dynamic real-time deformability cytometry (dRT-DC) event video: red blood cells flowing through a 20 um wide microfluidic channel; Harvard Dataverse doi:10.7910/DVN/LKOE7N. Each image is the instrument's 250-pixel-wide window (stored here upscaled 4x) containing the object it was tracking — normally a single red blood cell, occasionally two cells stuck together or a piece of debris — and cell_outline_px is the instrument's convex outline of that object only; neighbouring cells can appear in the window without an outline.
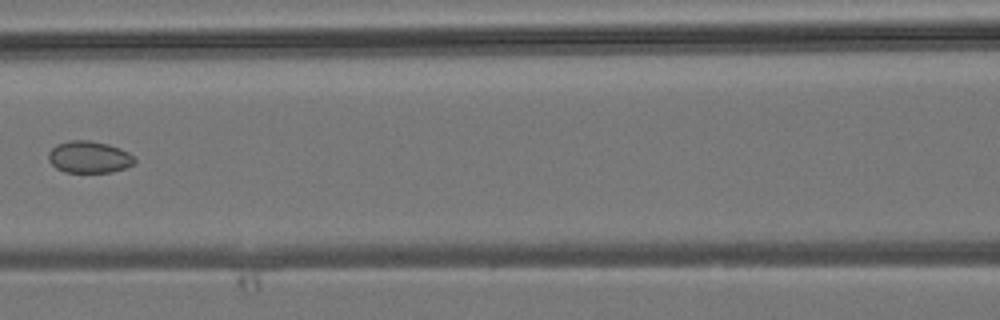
{"species": "common noctule bat (a hibernating species)", "species_latin": "Nyctalus noctula", "temperature_condition": "room temperature", "stored_images_in_passage": 6, "camera_frame_rate_fps": 3000, "um_per_image_px": 0.085, "animal": {"sex": "male", "body_mass_g": 19.2, "forearm_length_mm": 51.8}, "frame": {"image": 1, "passage_image": 6, "time_ms": 5.667, "image_size_px": [1000, 320], "cell_outline_px": [[136, 160], [132, 164], [124, 168], [112, 172], [64, 172], [56, 168], [48, 160], [48, 152], [56, 144], [68, 140], [88, 140], [108, 144], [120, 148], [136, 156]], "centroid_in_image_um": [7.57, 13.34], "position_along_channel_um": 159.0, "area_um2": 16.13}}